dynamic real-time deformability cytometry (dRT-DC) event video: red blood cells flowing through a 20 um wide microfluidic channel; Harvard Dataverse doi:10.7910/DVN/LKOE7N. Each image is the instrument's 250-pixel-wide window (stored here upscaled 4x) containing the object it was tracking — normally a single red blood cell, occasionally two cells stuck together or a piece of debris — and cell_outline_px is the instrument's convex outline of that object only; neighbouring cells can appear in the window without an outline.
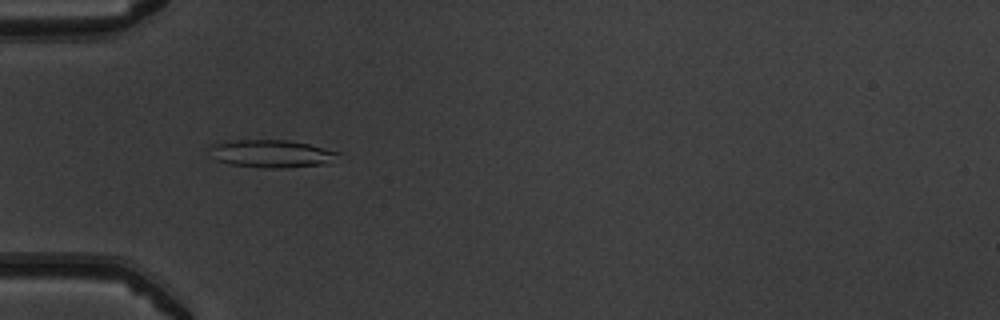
{"species": "common noctule bat (a hibernating species)", "species_latin": "Nyctalus noctula", "temperature_condition": "warm", "stored_images_in_passage": 45, "camera_frame_rate_fps": 3000, "um_per_image_px": 0.085, "animal": {"sex": "male", "body_mass_g": 19.5, "forearm_length_mm": 54.6}, "frame": {"image": 1, "passage_image": 11, "time_ms": 3.333, "image_size_px": [1000, 320], "cell_outline_px": [[340, 152], [328, 164], [288, 168], [264, 168], [228, 164], [216, 160], [208, 148], [212, 144], [236, 140], [288, 140], [308, 144]], "centroid_in_image_um": [23.06, 13.07], "position_along_channel_um": 61.9, "area_um2": 20.75}}
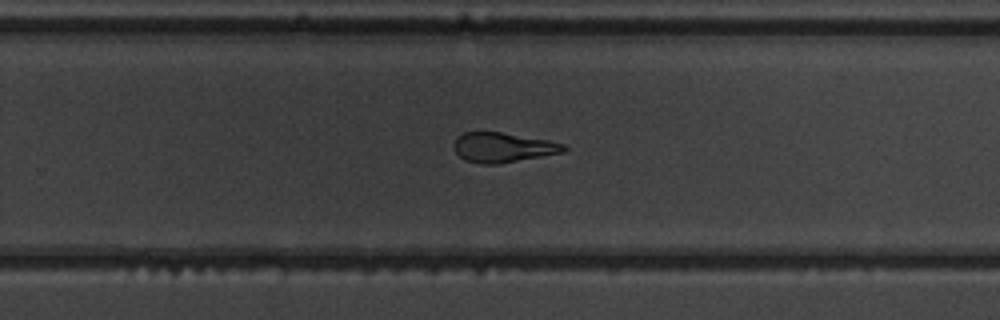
{"frame": {"image": 2, "passage_image": 28, "time_ms": 9.0, "image_size_px": [1000, 320], "cell_outline_px": [[568, 148], [564, 152], [500, 164], [480, 164], [464, 160], [452, 148], [452, 144], [456, 136], [464, 132], [500, 132], [548, 140], [564, 144]], "centroid_in_image_um": [42.71, 12.54], "position_along_channel_um": 287.1, "area_um2": 19.25}}
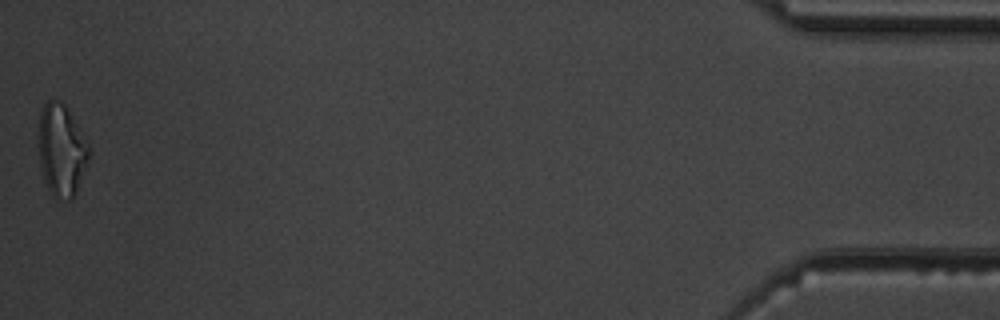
{"frame": {"image": 3, "passage_image": 45, "time_ms": 14.667, "image_size_px": [1000, 320], "cell_outline_px": [[88, 160], [76, 192], [72, 200], [56, 200], [52, 196], [44, 180], [40, 164], [40, 112], [44, 104], [48, 100], [56, 100], [64, 104], [68, 108], [88, 144]], "centroid_in_image_um": [5.23, 12.8], "position_along_channel_um": 430.0, "area_um2": 26.59}, "authors_computed_cell_mechanics": {"area_um2": 20.519, "velocity_mm_per_s": 4.0561, "shape_relaxation_time_tau1_ms": 6.9077, "shape_relaxation_time_tau2_ms": 1.8462, "deformation_change_tau1": 0.2184, "deformation_change_tau2": 0.0952}}